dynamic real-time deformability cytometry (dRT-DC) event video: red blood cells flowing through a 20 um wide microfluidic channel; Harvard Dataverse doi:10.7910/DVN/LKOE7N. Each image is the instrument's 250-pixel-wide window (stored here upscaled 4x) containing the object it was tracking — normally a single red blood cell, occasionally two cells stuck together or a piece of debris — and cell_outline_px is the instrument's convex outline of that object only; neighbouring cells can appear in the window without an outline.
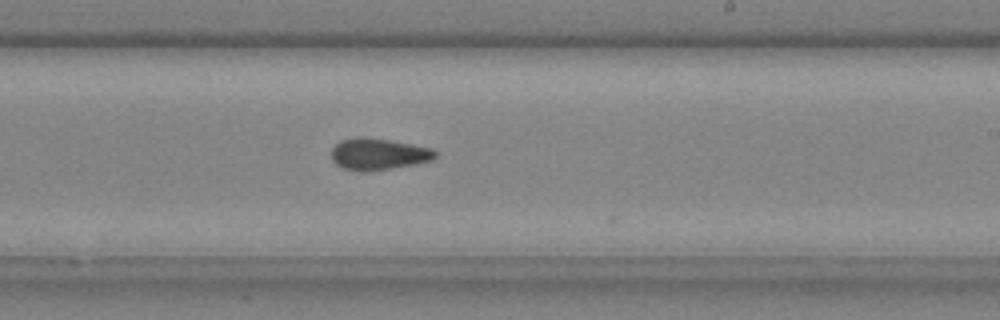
{"species": "common noctule bat (a hibernating species)", "species_latin": "Nyctalus noctula", "temperature_condition": "cold", "stored_images_in_passage": 19, "camera_frame_rate_fps": 3000, "um_per_image_px": 0.085, "animal": {"sex": "male", "body_mass_g": 20.4}, "frame": {"image": 1, "passage_image": 13, "time_ms": 4.0, "image_size_px": [1000, 320], "cell_outline_px": [[436, 156], [432, 160], [416, 164], [368, 172], [360, 172], [340, 168], [332, 160], [332, 148], [340, 140], [388, 140], [432, 148], [436, 152]], "centroid_in_image_um": [32.18, 13.16], "position_along_channel_um": 256.8, "area_um2": 18.55}}